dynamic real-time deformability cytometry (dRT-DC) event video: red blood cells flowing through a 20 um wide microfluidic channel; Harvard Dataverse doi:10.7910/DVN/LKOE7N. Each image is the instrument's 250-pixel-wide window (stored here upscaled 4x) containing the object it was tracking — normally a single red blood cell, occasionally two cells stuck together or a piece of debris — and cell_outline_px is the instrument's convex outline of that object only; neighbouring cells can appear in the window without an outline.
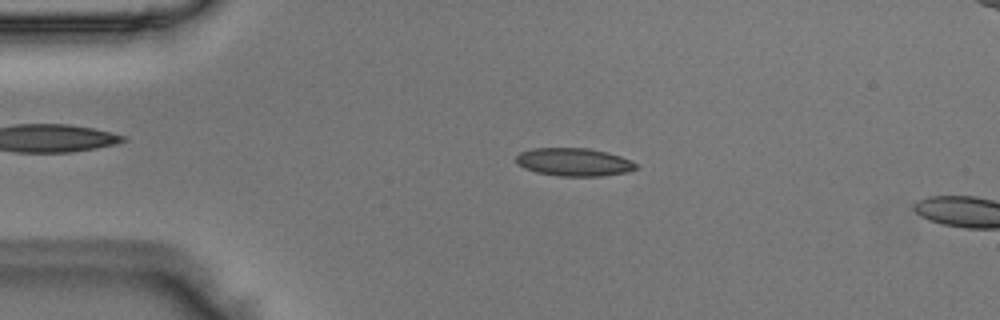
{"species": "Egyptian fruit bat (a non-hibernating species)", "species_latin": "Rousettus aegyptiacus", "temperature_condition": "room temperature", "stored_images_in_passage": 8, "camera_frame_rate_fps": 3000, "um_per_image_px": 0.085, "animal": {"sex": "male"}, "frame": {"image": 1, "passage_image": 6, "time_ms": 1.667, "image_size_px": [1000, 320], "cell_outline_px": [[636, 168], [628, 172], [604, 176], [560, 176], [536, 172], [524, 168], [516, 160], [516, 156], [520, 152], [532, 148], [588, 148], [608, 152], [620, 156], [636, 164]], "centroid_in_image_um": [48.78, 13.77], "position_along_channel_um": 36.2, "area_um2": 19.48}}